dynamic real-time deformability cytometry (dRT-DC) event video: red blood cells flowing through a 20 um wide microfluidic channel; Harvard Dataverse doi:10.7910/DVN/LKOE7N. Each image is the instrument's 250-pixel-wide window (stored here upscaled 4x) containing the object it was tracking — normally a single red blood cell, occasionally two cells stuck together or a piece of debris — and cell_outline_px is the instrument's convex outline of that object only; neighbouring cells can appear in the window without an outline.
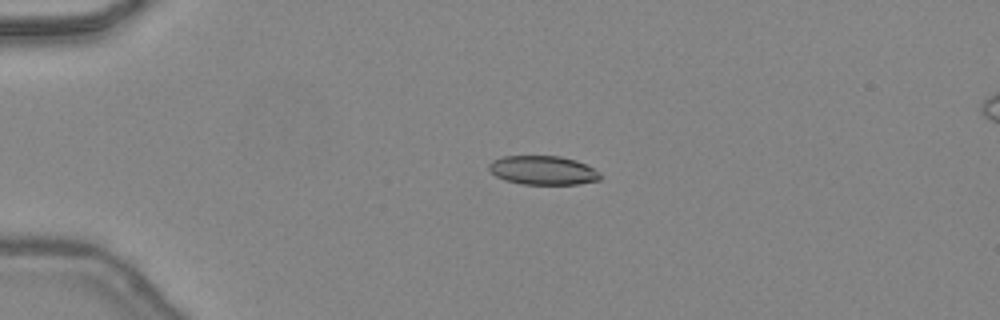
{"species": "common noctule bat (a hibernating species)", "species_latin": "Nyctalus noctula", "temperature_condition": "warm", "stored_images_in_passage": 27, "camera_frame_rate_fps": 3000, "um_per_image_px": 0.085, "animal": {"sex": "female", "body_mass_g": 24.6, "forearm_length_mm": 56.2}, "frame": {"image": 1, "passage_image": 1, "time_ms": 0.0, "image_size_px": [1000, 320], "cell_outline_px": [[600, 180], [576, 184], [520, 184], [504, 180], [496, 176], [488, 168], [488, 164], [492, 160], [504, 156], [560, 156], [576, 160], [600, 172]], "centroid_in_image_um": [46.12, 14.47], "position_along_channel_um": 38.9, "area_um2": 18.73}}
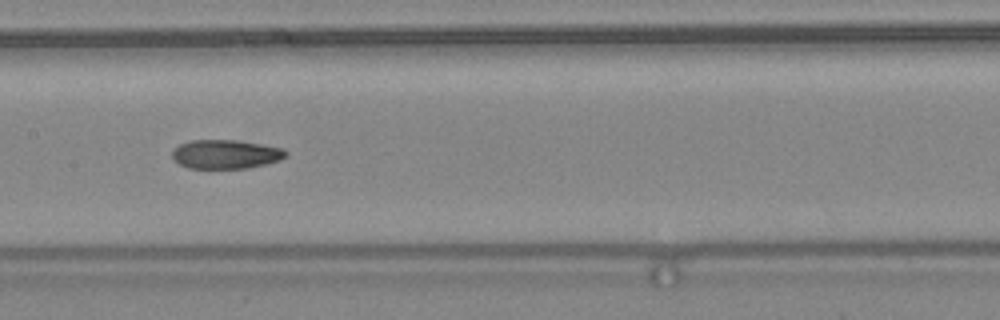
{"frame": {"image": 2, "passage_image": 14, "time_ms": 4.333, "image_size_px": [1000, 320], "cell_outline_px": [[288, 156], [280, 160], [248, 168], [188, 168], [172, 160], [172, 152], [180, 144], [192, 140], [236, 140], [284, 148], [288, 152]], "centroid_in_image_um": [19.2, 13.11], "position_along_channel_um": 188.2, "area_um2": 19.19}}
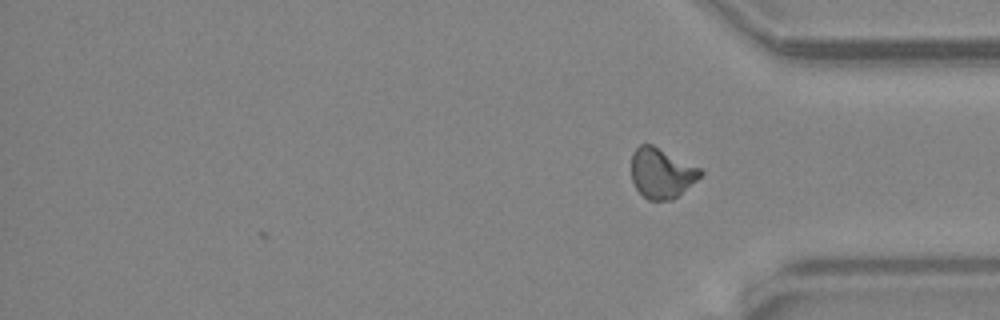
{"frame": {"image": 3, "passage_image": 27, "time_ms": 8.667, "image_size_px": [1000, 320], "cell_outline_px": [[704, 172], [696, 180], [672, 200], [648, 200], [636, 188], [632, 180], [632, 152], [640, 144], [652, 144], [700, 168]], "centroid_in_image_um": [56.21, 14.7], "position_along_channel_um": 379.0, "area_um2": 19.88}, "authors_computed_cell_mechanics": {"area_um2": 19.4208, "velocity_mm_per_s": 4.4849, "shape_relaxation_time_tau1_ms": null, "shape_relaxation_time_tau2_ms": 2.1043, "deformation_change_tau1": null, "deformation_change_tau2": 0.0823}}